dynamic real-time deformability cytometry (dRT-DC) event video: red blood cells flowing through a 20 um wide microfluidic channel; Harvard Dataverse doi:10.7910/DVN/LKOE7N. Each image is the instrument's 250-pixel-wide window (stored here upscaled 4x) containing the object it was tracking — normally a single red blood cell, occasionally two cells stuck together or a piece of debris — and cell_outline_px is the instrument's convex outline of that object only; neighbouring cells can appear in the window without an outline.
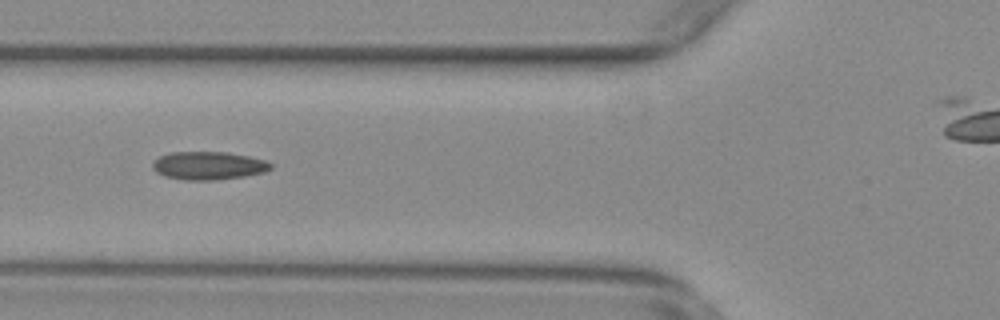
{"species": "common noctule bat (a hibernating species)", "species_latin": "Nyctalus noctula", "temperature_condition": "warm", "stored_images_in_passage": 40, "camera_frame_rate_fps": 3000, "um_per_image_px": 0.085, "animal": {"sex": "female", "body_mass_g": 29.2, "forearm_length_mm": 56.3}, "frame": {"image": 1, "passage_image": 12, "time_ms": 3.667, "image_size_px": [1000, 320], "cell_outline_px": [[272, 168], [264, 172], [244, 176], [216, 180], [184, 180], [164, 176], [156, 172], [152, 168], [152, 164], [160, 156], [172, 152], [224, 152], [248, 156], [264, 160], [272, 164]], "centroid_in_image_um": [17.71, 14.08], "position_along_channel_um": 108.1, "area_um2": 19.25}}
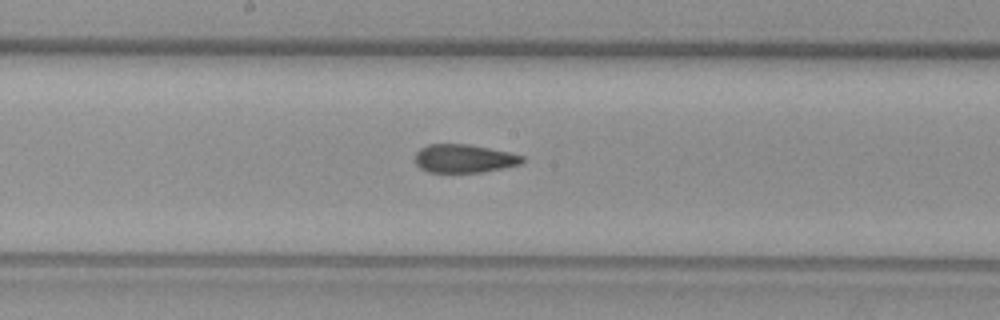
{"frame": {"image": 2, "passage_image": 20, "time_ms": 6.333, "image_size_px": [1000, 320], "cell_outline_px": [[524, 160], [520, 164], [480, 172], [428, 172], [420, 168], [416, 164], [416, 152], [420, 148], [428, 144], [468, 144], [508, 152], [524, 156]], "centroid_in_image_um": [39.41, 13.47], "position_along_channel_um": 208.8, "area_um2": 17.51}}
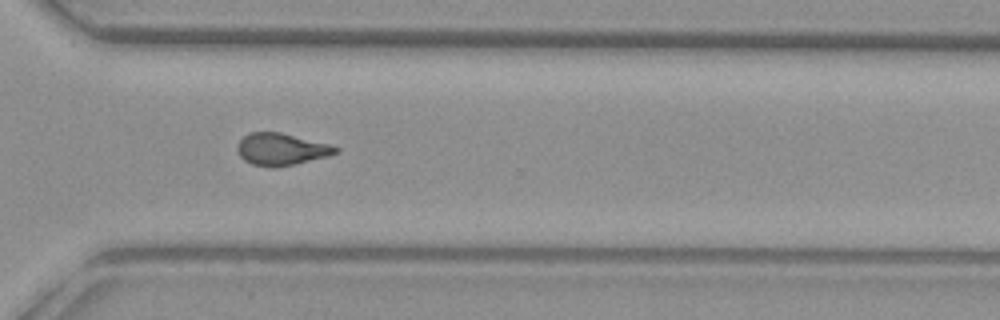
{"frame": {"image": 3, "passage_image": 31, "time_ms": 10.0, "image_size_px": [1000, 320], "cell_outline_px": [[340, 148], [336, 152], [328, 156], [296, 164], [276, 168], [268, 168], [252, 164], [244, 160], [240, 156], [236, 148], [240, 140], [248, 132], [280, 132], [332, 144]], "centroid_in_image_um": [23.91, 12.69], "position_along_channel_um": 346.7, "area_um2": 18.61}, "authors_computed_cell_mechanics": {"area_um2": 18.6116, "velocity_mm_per_s": 3.7699, "shape_relaxation_time_tau1_ms": null, "shape_relaxation_time_tau2_ms": 1.6531, "deformation_change_tau1": null, "deformation_change_tau2": 0.0851}}